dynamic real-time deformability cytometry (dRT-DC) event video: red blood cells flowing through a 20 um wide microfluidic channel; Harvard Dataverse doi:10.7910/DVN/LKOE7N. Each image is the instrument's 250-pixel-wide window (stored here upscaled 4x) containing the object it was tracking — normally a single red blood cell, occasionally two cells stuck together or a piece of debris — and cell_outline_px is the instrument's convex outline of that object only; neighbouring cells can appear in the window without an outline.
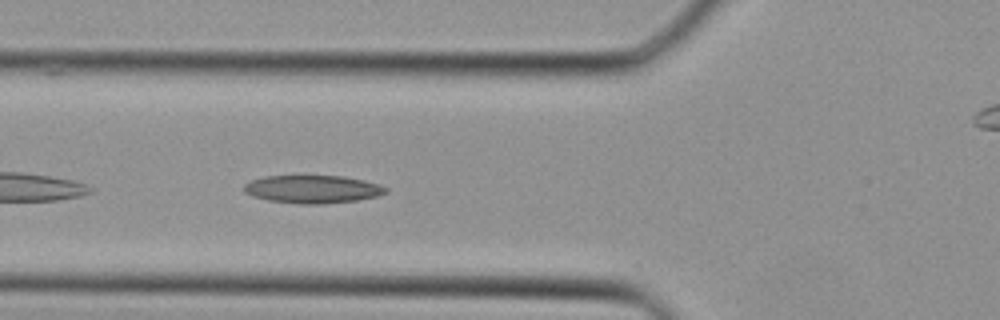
{"species": "Egyptian fruit bat (a non-hibernating species)", "species_latin": "Rousettus aegyptiacus", "temperature_condition": "cold", "stored_images_in_passage": 37, "camera_frame_rate_fps": 3000, "um_per_image_px": 0.085, "animal": {"sex": "female"}, "frame": {"image": 1, "passage_image": 13, "time_ms": 4.0, "image_size_px": [1000, 320], "cell_outline_px": [[388, 192], [376, 196], [356, 200], [324, 204], [300, 204], [268, 200], [252, 196], [244, 192], [244, 184], [252, 180], [264, 176], [344, 176], [364, 180], [380, 184], [388, 188]], "centroid_in_image_um": [26.58, 16.08], "position_along_channel_um": 99.2, "area_um2": 23.12}}
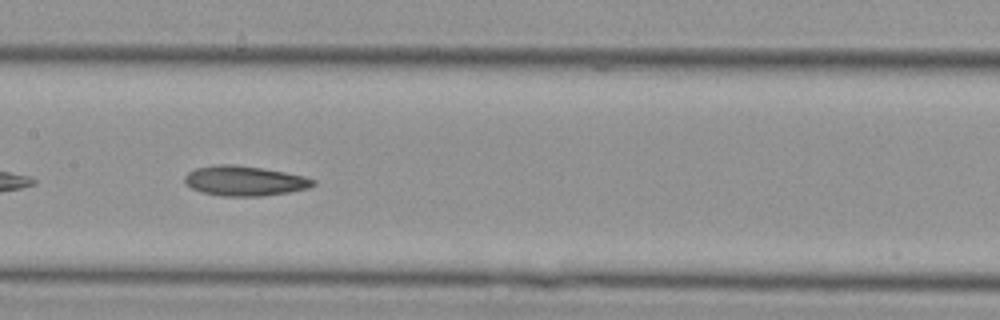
{"frame": {"image": 2, "passage_image": 18, "time_ms": 5.667, "image_size_px": [1000, 320], "cell_outline_px": [[316, 184], [308, 188], [288, 192], [260, 196], [220, 196], [200, 192], [192, 188], [184, 180], [184, 176], [188, 172], [196, 168], [216, 164], [232, 164], [260, 168], [284, 172], [304, 176], [316, 180]], "centroid_in_image_um": [20.77, 15.37], "position_along_channel_um": 186.6, "area_um2": 22.31}}
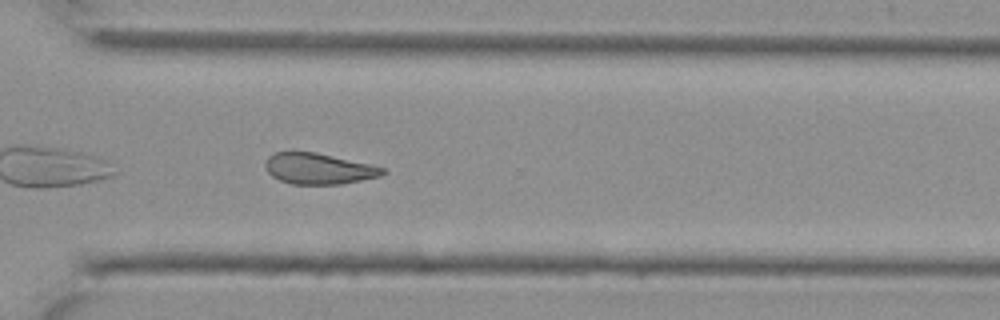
{"frame": {"image": 3, "passage_image": 27, "time_ms": 8.667, "image_size_px": [1000, 320], "cell_outline_px": [[388, 172], [380, 176], [340, 184], [292, 184], [280, 180], [272, 176], [268, 172], [264, 164], [268, 156], [276, 152], [292, 148], [316, 152], [372, 164], [384, 168]], "centroid_in_image_um": [27.04, 14.29], "position_along_channel_um": 343.6, "area_um2": 21.73}}